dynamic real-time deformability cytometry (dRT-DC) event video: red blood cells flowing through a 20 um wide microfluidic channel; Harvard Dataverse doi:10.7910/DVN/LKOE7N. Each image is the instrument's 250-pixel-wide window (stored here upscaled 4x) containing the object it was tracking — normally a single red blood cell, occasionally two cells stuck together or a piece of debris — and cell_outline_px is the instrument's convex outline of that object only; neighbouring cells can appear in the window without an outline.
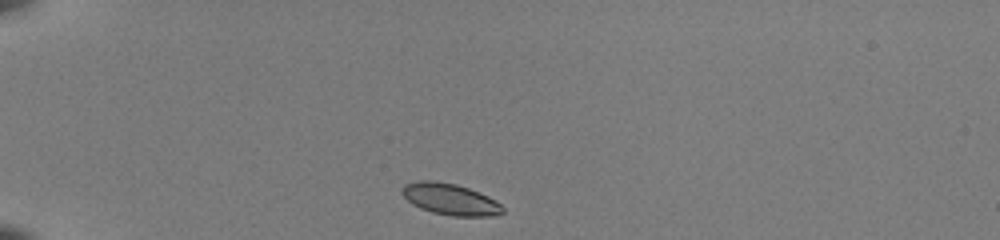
{"species": "common noctule bat (a hibernating species)", "species_latin": "Nyctalus noctula", "temperature_condition": "room temperature", "stored_images_in_passage": 38, "camera_frame_rate_fps": 3000, "um_per_image_px": 0.085, "animal": {"sex": "female", "body_mass_g": 22.0, "forearm_length_mm": 56.7}, "frame": {"image": 1, "passage_image": 1, "time_ms": 0.0, "image_size_px": [1000, 240], "cell_outline_px": [[504, 212], [492, 216], [452, 216], [432, 212], [420, 208], [412, 204], [400, 192], [404, 184], [416, 180], [432, 180], [456, 184], [468, 188], [488, 196], [496, 200], [504, 208]], "centroid_in_image_um": [38.25, 16.93], "position_along_channel_um": 46.8, "area_um2": 18.5}}
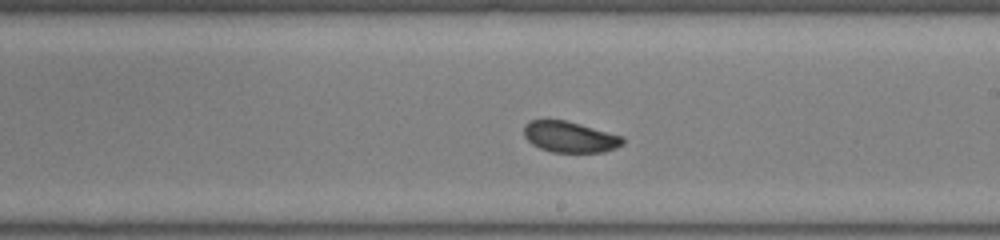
{"frame": {"image": 2, "passage_image": 19, "time_ms": 6.0, "image_size_px": [1000, 240], "cell_outline_px": [[624, 144], [616, 148], [604, 152], [552, 152], [540, 148], [532, 144], [524, 136], [524, 124], [532, 120], [564, 120], [580, 124], [624, 136]], "centroid_in_image_um": [48.46, 11.64], "position_along_channel_um": 240.5, "area_um2": 17.86}}
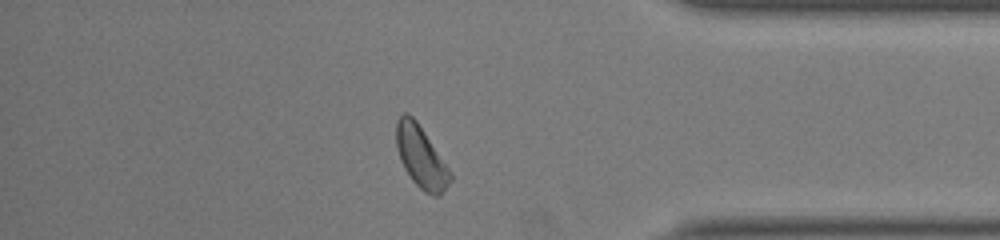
{"frame": {"image": 3, "passage_image": 32, "time_ms": 10.333, "image_size_px": [1000, 240], "cell_outline_px": [[452, 180], [440, 196], [432, 196], [424, 192], [412, 180], [404, 168], [400, 160], [396, 144], [396, 120], [404, 112], [408, 112], [416, 120], [452, 172]], "centroid_in_image_um": [35.79, 13.35], "position_along_channel_um": 399.4, "area_um2": 19.54}, "authors_computed_cell_mechanics": {"area_um2": 18.6405, "velocity_mm_per_s": 3.9804, "shape_relaxation_time_tau1_ms": 2.8671, "shape_relaxation_time_tau2_ms": null, "deformation_change_tau1": 0.0931, "deformation_change_tau2": null}}